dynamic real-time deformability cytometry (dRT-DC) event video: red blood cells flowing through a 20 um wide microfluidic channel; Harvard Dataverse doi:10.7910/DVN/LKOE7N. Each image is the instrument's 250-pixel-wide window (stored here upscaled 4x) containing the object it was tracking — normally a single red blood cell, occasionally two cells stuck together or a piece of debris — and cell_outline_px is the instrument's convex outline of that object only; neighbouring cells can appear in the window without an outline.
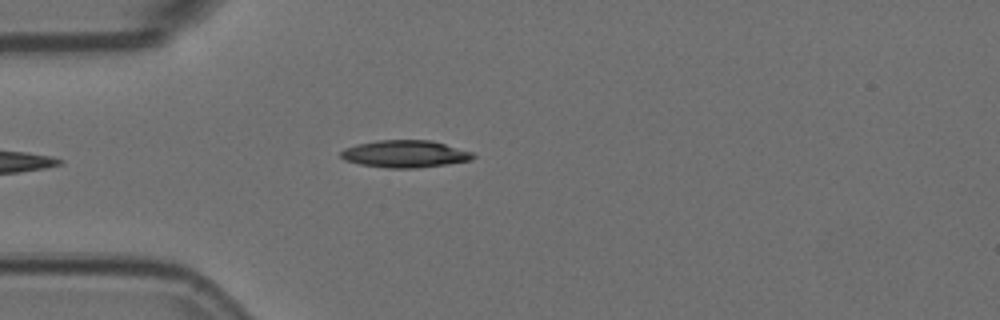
{"species": "Egyptian fruit bat (a non-hibernating species)", "species_latin": "Rousettus aegyptiacus", "temperature_condition": "room temperature", "stored_images_in_passage": 5, "camera_frame_rate_fps": 3000, "um_per_image_px": 0.085, "animal": {"sex": "female"}, "frame": {"image": 1, "passage_image": 5, "time_ms": 1.333, "image_size_px": [1000, 320], "cell_outline_px": [[476, 156], [472, 160], [416, 168], [388, 168], [360, 164], [344, 160], [340, 156], [340, 152], [344, 148], [356, 144], [376, 140], [432, 140], [472, 152]], "centroid_in_image_um": [34.4, 13.07], "position_along_channel_um": 50.6, "area_um2": 20.98}}